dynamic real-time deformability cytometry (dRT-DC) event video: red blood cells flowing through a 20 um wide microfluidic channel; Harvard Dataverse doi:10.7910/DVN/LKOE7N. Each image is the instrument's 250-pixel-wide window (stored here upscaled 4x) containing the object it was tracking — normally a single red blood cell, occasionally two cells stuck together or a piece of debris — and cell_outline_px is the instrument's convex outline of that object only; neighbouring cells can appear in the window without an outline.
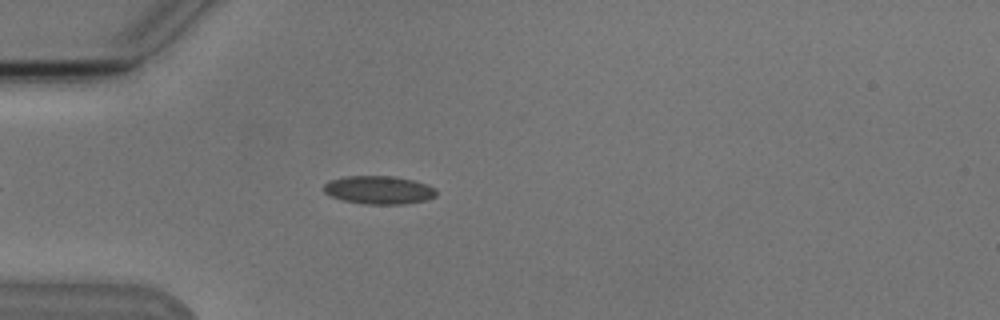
{"species": "Egyptian fruit bat (a non-hibernating species)", "species_latin": "Rousettus aegyptiacus", "temperature_condition": "cold", "stored_images_in_passage": 4, "camera_frame_rate_fps": 3000, "um_per_image_px": 0.085, "animal": {"sex": "male"}, "frame": {"image": 1, "passage_image": 4, "time_ms": 3.667, "image_size_px": [1000, 320], "cell_outline_px": [[436, 196], [428, 200], [404, 204], [364, 204], [344, 200], [332, 196], [324, 192], [324, 184], [332, 180], [344, 176], [396, 176], [428, 184], [436, 188]], "centroid_in_image_um": [32.25, 16.15], "position_along_channel_um": 52.7, "area_um2": 18.55}}